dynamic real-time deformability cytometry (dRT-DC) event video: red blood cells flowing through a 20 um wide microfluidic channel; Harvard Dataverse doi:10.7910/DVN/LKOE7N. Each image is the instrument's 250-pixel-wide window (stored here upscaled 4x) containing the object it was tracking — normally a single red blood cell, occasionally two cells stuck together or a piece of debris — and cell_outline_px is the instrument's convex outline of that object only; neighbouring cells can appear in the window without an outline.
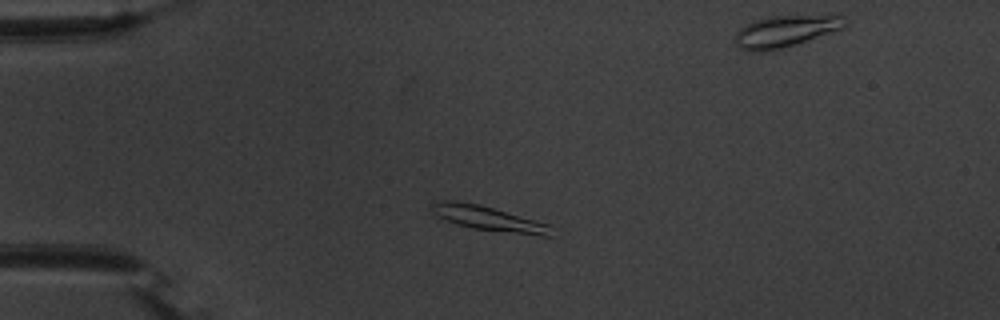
{"species": "common noctule bat (a hibernating species)", "species_latin": "Nyctalus noctula", "temperature_condition": "warm", "stored_images_in_passage": 51, "segment_of_instrument_passage": [1, 2], "camera_frame_rate_fps": 3000, "um_per_image_px": 0.085, "animal": {"sex": "male", "body_mass_g": 20.1, "forearm_length_mm": 53.5}, "frame": {"image": 1, "passage_image": 9, "time_ms": 2.667, "image_size_px": [1000, 320], "cell_outline_px": [[552, 236], [540, 236], [472, 228], [456, 224], [432, 212], [432, 204], [440, 200], [452, 200], [480, 204], [552, 224]], "centroid_in_image_um": [41.62, 18.57], "position_along_channel_um": 43.4, "area_um2": 17.17}}
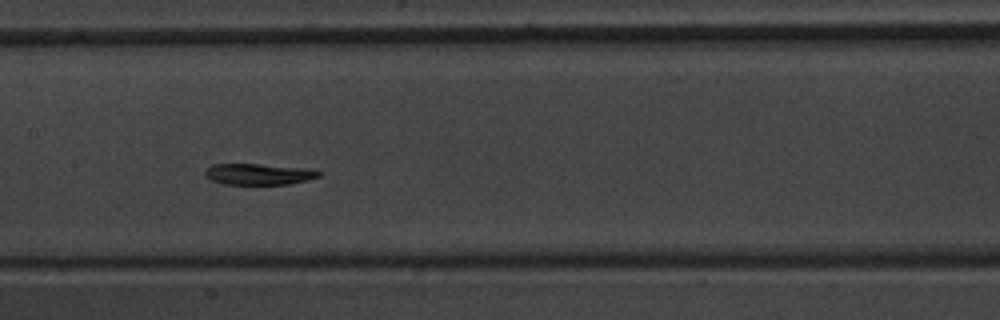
{"frame": {"image": 2, "passage_image": 23, "time_ms": 7.333, "image_size_px": [1000, 320], "cell_outline_px": [[320, 176], [308, 180], [288, 184], [220, 184], [212, 180], [204, 172], [212, 164], [260, 164], [312, 168], [320, 172]], "centroid_in_image_um": [22.04, 14.8], "position_along_channel_um": 185.4, "area_um2": 14.05}}
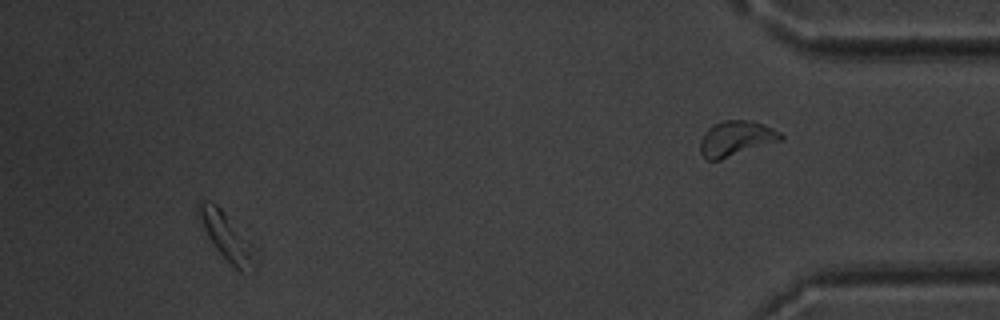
{"frame": {"image": 3, "passage_image": 47, "time_ms": 15.333, "image_size_px": [1000, 320], "cell_outline_px": [[260, 248], [256, 272], [240, 272], [212, 244], [196, 216], [196, 208], [200, 200], [204, 200], [216, 204], [260, 244]], "centroid_in_image_um": [19.44, 20.15], "position_along_channel_um": 415.8, "area_um2": 17.34}}